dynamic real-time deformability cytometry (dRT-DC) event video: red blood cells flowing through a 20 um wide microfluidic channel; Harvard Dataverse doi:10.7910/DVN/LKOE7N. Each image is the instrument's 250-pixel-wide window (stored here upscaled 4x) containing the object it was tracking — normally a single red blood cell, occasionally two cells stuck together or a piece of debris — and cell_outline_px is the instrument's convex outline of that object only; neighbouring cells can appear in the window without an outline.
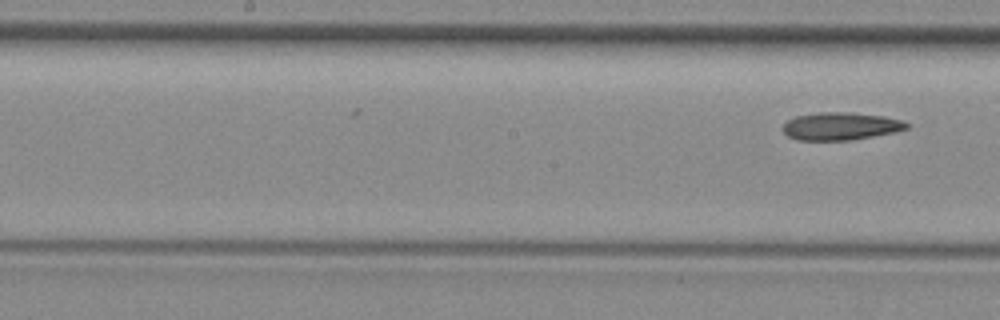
{"species": "common noctule bat (a hibernating species)", "species_latin": "Nyctalus noctula", "temperature_condition": "room temperature", "stored_images_in_passage": 7, "segment_of_instrument_passage": [2, 2], "camera_frame_rate_fps": 3000, "um_per_image_px": 0.085, "animal": {"sex": "female", "body_mass_g": 29.2, "forearm_length_mm": 56.3}, "frame": {"image": 1, "passage_image": 7, "time_ms": 7.667, "image_size_px": [1000, 320], "cell_outline_px": [[908, 128], [896, 132], [848, 140], [796, 140], [788, 136], [784, 132], [784, 124], [788, 120], [796, 116], [820, 112], [852, 112], [884, 116], [904, 120], [908, 124]], "centroid_in_image_um": [71.48, 10.72], "position_along_channel_um": 176.7, "area_um2": 19.94}}